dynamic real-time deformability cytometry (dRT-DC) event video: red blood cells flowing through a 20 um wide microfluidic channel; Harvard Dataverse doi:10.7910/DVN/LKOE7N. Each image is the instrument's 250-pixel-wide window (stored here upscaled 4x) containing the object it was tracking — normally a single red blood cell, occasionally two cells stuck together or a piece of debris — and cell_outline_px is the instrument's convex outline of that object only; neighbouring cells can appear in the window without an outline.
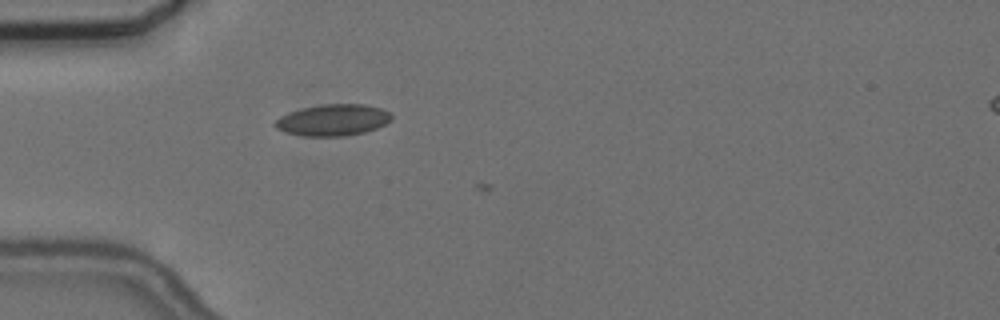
{"species": "common noctule bat (a hibernating species)", "species_latin": "Nyctalus noctula", "temperature_condition": "cold", "stored_images_in_passage": 8, "camera_frame_rate_fps": 3000, "um_per_image_px": 0.085, "animal": {"sex": "female", "body_mass_g": 24.6, "forearm_length_mm": 56.2}, "frame": {"image": 1, "passage_image": 7, "time_ms": 2.0, "image_size_px": [1000, 320], "cell_outline_px": [[392, 120], [376, 128], [364, 132], [344, 136], [304, 136], [284, 132], [276, 128], [272, 124], [280, 116], [288, 112], [320, 104], [364, 104], [380, 108], [392, 112]], "centroid_in_image_um": [28.29, 10.2], "position_along_channel_um": 56.7, "area_um2": 21.44}}